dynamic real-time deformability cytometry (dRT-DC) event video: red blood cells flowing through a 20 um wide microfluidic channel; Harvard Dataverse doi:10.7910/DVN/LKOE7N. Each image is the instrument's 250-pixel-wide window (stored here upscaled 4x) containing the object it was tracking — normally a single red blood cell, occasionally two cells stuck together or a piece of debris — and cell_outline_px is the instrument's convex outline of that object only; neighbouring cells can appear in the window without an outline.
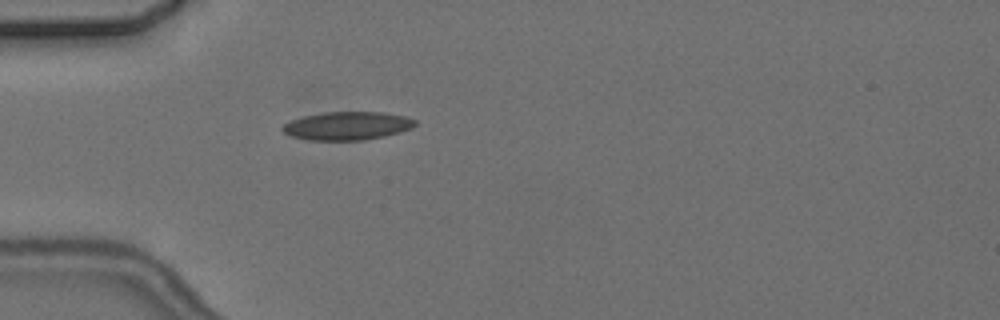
{"species": "common noctule bat (a hibernating species)", "species_latin": "Nyctalus noctula", "temperature_condition": "cold", "stored_images_in_passage": 1, "camera_frame_rate_fps": 3000, "um_per_image_px": 0.085, "animal": {"sex": "female", "body_mass_g": 24.6, "forearm_length_mm": 56.2}, "frame": {"image": 1, "passage_image": 1, "time_ms": 0.0, "image_size_px": [1000, 320], "cell_outline_px": [[416, 124], [412, 128], [400, 132], [384, 136], [364, 140], [308, 140], [288, 136], [280, 128], [284, 124], [292, 120], [304, 116], [324, 112], [384, 112], [404, 116], [416, 120]], "centroid_in_image_um": [29.5, 10.7], "position_along_channel_um": 55.5, "area_um2": 21.91}}